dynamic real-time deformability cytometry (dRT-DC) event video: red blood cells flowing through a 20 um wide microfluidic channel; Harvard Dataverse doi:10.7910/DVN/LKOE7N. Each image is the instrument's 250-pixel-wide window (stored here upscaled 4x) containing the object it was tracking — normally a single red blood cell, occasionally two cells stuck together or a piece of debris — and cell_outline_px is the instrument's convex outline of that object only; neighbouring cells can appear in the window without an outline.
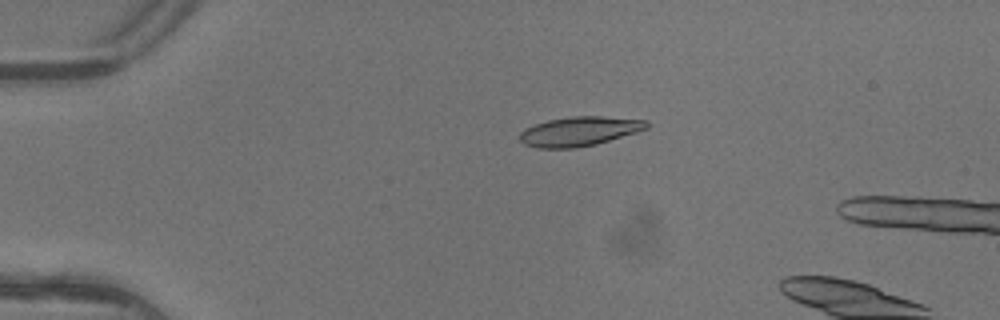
{"species": "common noctule bat (a hibernating species)", "species_latin": "Nyctalus noctula", "temperature_condition": "warm", "stored_images_in_passage": 5, "camera_frame_rate_fps": 3000, "um_per_image_px": 0.085, "animal": {"sex": "female"}, "frame": {"image": 1, "passage_image": 3, "time_ms": 0.667, "image_size_px": [1000, 320], "cell_outline_px": [[648, 128], [636, 132], [596, 144], [576, 148], [536, 148], [524, 144], [520, 140], [520, 132], [524, 128], [548, 120], [572, 116], [600, 116], [648, 120]], "centroid_in_image_um": [49.23, 11.16], "position_along_channel_um": 35.8, "area_um2": 21.68}}